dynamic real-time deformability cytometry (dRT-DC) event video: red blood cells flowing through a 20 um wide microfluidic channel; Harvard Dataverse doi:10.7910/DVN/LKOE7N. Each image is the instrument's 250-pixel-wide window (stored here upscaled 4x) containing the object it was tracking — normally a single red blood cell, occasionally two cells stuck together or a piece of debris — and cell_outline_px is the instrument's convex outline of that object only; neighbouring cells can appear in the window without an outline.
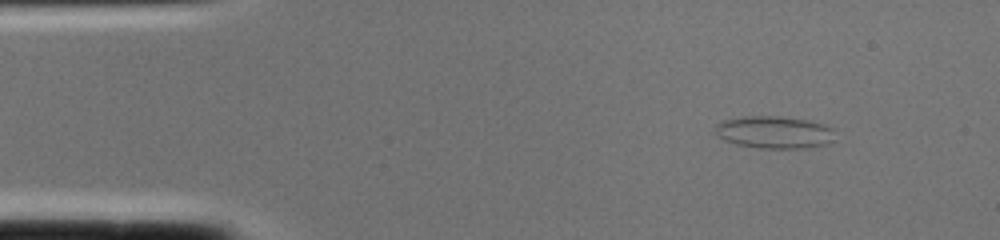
{"species": "common noctule bat (a hibernating species)", "species_latin": "Nyctalus noctula", "temperature_condition": "cold", "stored_images_in_passage": 1, "camera_frame_rate_fps": 3000, "um_per_image_px": 0.085, "animal": {"sex": "female", "body_mass_g": 22.0, "forearm_length_mm": 56.7}, "frame": {"image": 1, "passage_image": 1, "time_ms": 0.0, "image_size_px": [1000, 240], "cell_outline_px": [[832, 140], [824, 144], [804, 148], [760, 148], [736, 144], [724, 140], [716, 132], [716, 124], [724, 120], [744, 116], [780, 116], [808, 120], [824, 124], [832, 128]], "centroid_in_image_um": [65.79, 11.23], "position_along_channel_um": 19.2, "area_um2": 22.31}}